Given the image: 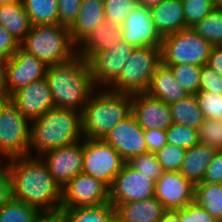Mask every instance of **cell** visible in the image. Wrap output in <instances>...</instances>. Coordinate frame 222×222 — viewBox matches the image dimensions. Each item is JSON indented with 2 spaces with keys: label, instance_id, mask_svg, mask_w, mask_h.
Listing matches in <instances>:
<instances>
[{
  "label": "cell",
  "instance_id": "cell-5",
  "mask_svg": "<svg viewBox=\"0 0 222 222\" xmlns=\"http://www.w3.org/2000/svg\"><path fill=\"white\" fill-rule=\"evenodd\" d=\"M20 47L46 66L67 62L78 55L68 26L61 24L32 25Z\"/></svg>",
  "mask_w": 222,
  "mask_h": 222
},
{
  "label": "cell",
  "instance_id": "cell-38",
  "mask_svg": "<svg viewBox=\"0 0 222 222\" xmlns=\"http://www.w3.org/2000/svg\"><path fill=\"white\" fill-rule=\"evenodd\" d=\"M137 5L138 0H107L104 2L105 18L121 26Z\"/></svg>",
  "mask_w": 222,
  "mask_h": 222
},
{
  "label": "cell",
  "instance_id": "cell-17",
  "mask_svg": "<svg viewBox=\"0 0 222 222\" xmlns=\"http://www.w3.org/2000/svg\"><path fill=\"white\" fill-rule=\"evenodd\" d=\"M10 100L30 121L55 108L46 78L34 81L18 89L11 95Z\"/></svg>",
  "mask_w": 222,
  "mask_h": 222
},
{
  "label": "cell",
  "instance_id": "cell-40",
  "mask_svg": "<svg viewBox=\"0 0 222 222\" xmlns=\"http://www.w3.org/2000/svg\"><path fill=\"white\" fill-rule=\"evenodd\" d=\"M199 143L208 145L217 151L222 150V125L220 121L204 119L198 128Z\"/></svg>",
  "mask_w": 222,
  "mask_h": 222
},
{
  "label": "cell",
  "instance_id": "cell-35",
  "mask_svg": "<svg viewBox=\"0 0 222 222\" xmlns=\"http://www.w3.org/2000/svg\"><path fill=\"white\" fill-rule=\"evenodd\" d=\"M127 163L140 174L149 176V178L155 182L164 173L162 166L157 160L156 154L149 151L132 157Z\"/></svg>",
  "mask_w": 222,
  "mask_h": 222
},
{
  "label": "cell",
  "instance_id": "cell-43",
  "mask_svg": "<svg viewBox=\"0 0 222 222\" xmlns=\"http://www.w3.org/2000/svg\"><path fill=\"white\" fill-rule=\"evenodd\" d=\"M82 0H58L59 24L70 26L77 17Z\"/></svg>",
  "mask_w": 222,
  "mask_h": 222
},
{
  "label": "cell",
  "instance_id": "cell-12",
  "mask_svg": "<svg viewBox=\"0 0 222 222\" xmlns=\"http://www.w3.org/2000/svg\"><path fill=\"white\" fill-rule=\"evenodd\" d=\"M110 202V189L84 173L77 174L62 188L61 208L99 205Z\"/></svg>",
  "mask_w": 222,
  "mask_h": 222
},
{
  "label": "cell",
  "instance_id": "cell-41",
  "mask_svg": "<svg viewBox=\"0 0 222 222\" xmlns=\"http://www.w3.org/2000/svg\"><path fill=\"white\" fill-rule=\"evenodd\" d=\"M208 91L222 95V76L207 65L202 66L199 92Z\"/></svg>",
  "mask_w": 222,
  "mask_h": 222
},
{
  "label": "cell",
  "instance_id": "cell-15",
  "mask_svg": "<svg viewBox=\"0 0 222 222\" xmlns=\"http://www.w3.org/2000/svg\"><path fill=\"white\" fill-rule=\"evenodd\" d=\"M5 64L7 89L10 95L23 86L45 78L48 67L21 47L10 59L5 60Z\"/></svg>",
  "mask_w": 222,
  "mask_h": 222
},
{
  "label": "cell",
  "instance_id": "cell-2",
  "mask_svg": "<svg viewBox=\"0 0 222 222\" xmlns=\"http://www.w3.org/2000/svg\"><path fill=\"white\" fill-rule=\"evenodd\" d=\"M45 78L55 108L72 109L81 113L96 89L88 60L80 55L67 62L48 66Z\"/></svg>",
  "mask_w": 222,
  "mask_h": 222
},
{
  "label": "cell",
  "instance_id": "cell-44",
  "mask_svg": "<svg viewBox=\"0 0 222 222\" xmlns=\"http://www.w3.org/2000/svg\"><path fill=\"white\" fill-rule=\"evenodd\" d=\"M20 48V42L0 25V59H10Z\"/></svg>",
  "mask_w": 222,
  "mask_h": 222
},
{
  "label": "cell",
  "instance_id": "cell-28",
  "mask_svg": "<svg viewBox=\"0 0 222 222\" xmlns=\"http://www.w3.org/2000/svg\"><path fill=\"white\" fill-rule=\"evenodd\" d=\"M169 105L172 120L175 124L198 130L204 121L196 95H188L186 98Z\"/></svg>",
  "mask_w": 222,
  "mask_h": 222
},
{
  "label": "cell",
  "instance_id": "cell-32",
  "mask_svg": "<svg viewBox=\"0 0 222 222\" xmlns=\"http://www.w3.org/2000/svg\"><path fill=\"white\" fill-rule=\"evenodd\" d=\"M41 213L38 208L12 198L0 209V222H34Z\"/></svg>",
  "mask_w": 222,
  "mask_h": 222
},
{
  "label": "cell",
  "instance_id": "cell-8",
  "mask_svg": "<svg viewBox=\"0 0 222 222\" xmlns=\"http://www.w3.org/2000/svg\"><path fill=\"white\" fill-rule=\"evenodd\" d=\"M31 121L11 101L0 102V161L30 155Z\"/></svg>",
  "mask_w": 222,
  "mask_h": 222
},
{
  "label": "cell",
  "instance_id": "cell-30",
  "mask_svg": "<svg viewBox=\"0 0 222 222\" xmlns=\"http://www.w3.org/2000/svg\"><path fill=\"white\" fill-rule=\"evenodd\" d=\"M32 25L59 24L58 0H22Z\"/></svg>",
  "mask_w": 222,
  "mask_h": 222
},
{
  "label": "cell",
  "instance_id": "cell-10",
  "mask_svg": "<svg viewBox=\"0 0 222 222\" xmlns=\"http://www.w3.org/2000/svg\"><path fill=\"white\" fill-rule=\"evenodd\" d=\"M134 49L121 38L109 49L97 52L88 61L96 88H108L120 76Z\"/></svg>",
  "mask_w": 222,
  "mask_h": 222
},
{
  "label": "cell",
  "instance_id": "cell-22",
  "mask_svg": "<svg viewBox=\"0 0 222 222\" xmlns=\"http://www.w3.org/2000/svg\"><path fill=\"white\" fill-rule=\"evenodd\" d=\"M150 13L162 37L185 29L184 8L181 0H163L150 8Z\"/></svg>",
  "mask_w": 222,
  "mask_h": 222
},
{
  "label": "cell",
  "instance_id": "cell-49",
  "mask_svg": "<svg viewBox=\"0 0 222 222\" xmlns=\"http://www.w3.org/2000/svg\"><path fill=\"white\" fill-rule=\"evenodd\" d=\"M7 76L5 60L0 59V102L10 100L11 95L7 89Z\"/></svg>",
  "mask_w": 222,
  "mask_h": 222
},
{
  "label": "cell",
  "instance_id": "cell-1",
  "mask_svg": "<svg viewBox=\"0 0 222 222\" xmlns=\"http://www.w3.org/2000/svg\"><path fill=\"white\" fill-rule=\"evenodd\" d=\"M9 168L13 199L41 212L61 209L62 188L54 180L40 156H21L5 161Z\"/></svg>",
  "mask_w": 222,
  "mask_h": 222
},
{
  "label": "cell",
  "instance_id": "cell-11",
  "mask_svg": "<svg viewBox=\"0 0 222 222\" xmlns=\"http://www.w3.org/2000/svg\"><path fill=\"white\" fill-rule=\"evenodd\" d=\"M153 196L155 181L140 174L125 162L110 188V203L116 208L122 203L142 201Z\"/></svg>",
  "mask_w": 222,
  "mask_h": 222
},
{
  "label": "cell",
  "instance_id": "cell-3",
  "mask_svg": "<svg viewBox=\"0 0 222 222\" xmlns=\"http://www.w3.org/2000/svg\"><path fill=\"white\" fill-rule=\"evenodd\" d=\"M84 139L81 113L72 109L54 108L31 121L30 155L80 142Z\"/></svg>",
  "mask_w": 222,
  "mask_h": 222
},
{
  "label": "cell",
  "instance_id": "cell-48",
  "mask_svg": "<svg viewBox=\"0 0 222 222\" xmlns=\"http://www.w3.org/2000/svg\"><path fill=\"white\" fill-rule=\"evenodd\" d=\"M207 66L222 76V46H213Z\"/></svg>",
  "mask_w": 222,
  "mask_h": 222
},
{
  "label": "cell",
  "instance_id": "cell-54",
  "mask_svg": "<svg viewBox=\"0 0 222 222\" xmlns=\"http://www.w3.org/2000/svg\"><path fill=\"white\" fill-rule=\"evenodd\" d=\"M9 0H0V5H2L3 3L7 2Z\"/></svg>",
  "mask_w": 222,
  "mask_h": 222
},
{
  "label": "cell",
  "instance_id": "cell-31",
  "mask_svg": "<svg viewBox=\"0 0 222 222\" xmlns=\"http://www.w3.org/2000/svg\"><path fill=\"white\" fill-rule=\"evenodd\" d=\"M193 29L212 46H222V8L216 7Z\"/></svg>",
  "mask_w": 222,
  "mask_h": 222
},
{
  "label": "cell",
  "instance_id": "cell-9",
  "mask_svg": "<svg viewBox=\"0 0 222 222\" xmlns=\"http://www.w3.org/2000/svg\"><path fill=\"white\" fill-rule=\"evenodd\" d=\"M125 161L103 139H83L82 173L104 183L109 189Z\"/></svg>",
  "mask_w": 222,
  "mask_h": 222
},
{
  "label": "cell",
  "instance_id": "cell-36",
  "mask_svg": "<svg viewBox=\"0 0 222 222\" xmlns=\"http://www.w3.org/2000/svg\"><path fill=\"white\" fill-rule=\"evenodd\" d=\"M167 143L189 149L199 143L198 130L173 123L166 130Z\"/></svg>",
  "mask_w": 222,
  "mask_h": 222
},
{
  "label": "cell",
  "instance_id": "cell-13",
  "mask_svg": "<svg viewBox=\"0 0 222 222\" xmlns=\"http://www.w3.org/2000/svg\"><path fill=\"white\" fill-rule=\"evenodd\" d=\"M54 180L63 188L73 177L82 173L83 140L59 147L40 156Z\"/></svg>",
  "mask_w": 222,
  "mask_h": 222
},
{
  "label": "cell",
  "instance_id": "cell-16",
  "mask_svg": "<svg viewBox=\"0 0 222 222\" xmlns=\"http://www.w3.org/2000/svg\"><path fill=\"white\" fill-rule=\"evenodd\" d=\"M103 140L112 146L125 162L148 152L144 130L132 113L117 124Z\"/></svg>",
  "mask_w": 222,
  "mask_h": 222
},
{
  "label": "cell",
  "instance_id": "cell-6",
  "mask_svg": "<svg viewBox=\"0 0 222 222\" xmlns=\"http://www.w3.org/2000/svg\"><path fill=\"white\" fill-rule=\"evenodd\" d=\"M161 64L160 47L135 48L120 76L108 89L128 94L147 92L156 68Z\"/></svg>",
  "mask_w": 222,
  "mask_h": 222
},
{
  "label": "cell",
  "instance_id": "cell-29",
  "mask_svg": "<svg viewBox=\"0 0 222 222\" xmlns=\"http://www.w3.org/2000/svg\"><path fill=\"white\" fill-rule=\"evenodd\" d=\"M194 201L214 219L222 222V184H195Z\"/></svg>",
  "mask_w": 222,
  "mask_h": 222
},
{
  "label": "cell",
  "instance_id": "cell-20",
  "mask_svg": "<svg viewBox=\"0 0 222 222\" xmlns=\"http://www.w3.org/2000/svg\"><path fill=\"white\" fill-rule=\"evenodd\" d=\"M105 20L102 0H82L76 19L68 27L73 42L78 46Z\"/></svg>",
  "mask_w": 222,
  "mask_h": 222
},
{
  "label": "cell",
  "instance_id": "cell-24",
  "mask_svg": "<svg viewBox=\"0 0 222 222\" xmlns=\"http://www.w3.org/2000/svg\"><path fill=\"white\" fill-rule=\"evenodd\" d=\"M121 36V26L105 20L78 45V55L89 61L97 52L109 49Z\"/></svg>",
  "mask_w": 222,
  "mask_h": 222
},
{
  "label": "cell",
  "instance_id": "cell-52",
  "mask_svg": "<svg viewBox=\"0 0 222 222\" xmlns=\"http://www.w3.org/2000/svg\"><path fill=\"white\" fill-rule=\"evenodd\" d=\"M162 1L163 0H138V5L146 8H152L161 3Z\"/></svg>",
  "mask_w": 222,
  "mask_h": 222
},
{
  "label": "cell",
  "instance_id": "cell-42",
  "mask_svg": "<svg viewBox=\"0 0 222 222\" xmlns=\"http://www.w3.org/2000/svg\"><path fill=\"white\" fill-rule=\"evenodd\" d=\"M181 222H219L195 201L179 209Z\"/></svg>",
  "mask_w": 222,
  "mask_h": 222
},
{
  "label": "cell",
  "instance_id": "cell-26",
  "mask_svg": "<svg viewBox=\"0 0 222 222\" xmlns=\"http://www.w3.org/2000/svg\"><path fill=\"white\" fill-rule=\"evenodd\" d=\"M216 151L201 143L187 149L179 173L194 185L200 183Z\"/></svg>",
  "mask_w": 222,
  "mask_h": 222
},
{
  "label": "cell",
  "instance_id": "cell-4",
  "mask_svg": "<svg viewBox=\"0 0 222 222\" xmlns=\"http://www.w3.org/2000/svg\"><path fill=\"white\" fill-rule=\"evenodd\" d=\"M132 99V94L96 88L81 112L84 138L104 139L132 113Z\"/></svg>",
  "mask_w": 222,
  "mask_h": 222
},
{
  "label": "cell",
  "instance_id": "cell-51",
  "mask_svg": "<svg viewBox=\"0 0 222 222\" xmlns=\"http://www.w3.org/2000/svg\"><path fill=\"white\" fill-rule=\"evenodd\" d=\"M159 222H181L179 218V209L165 210Z\"/></svg>",
  "mask_w": 222,
  "mask_h": 222
},
{
  "label": "cell",
  "instance_id": "cell-33",
  "mask_svg": "<svg viewBox=\"0 0 222 222\" xmlns=\"http://www.w3.org/2000/svg\"><path fill=\"white\" fill-rule=\"evenodd\" d=\"M175 79L189 95H196L200 87V74L202 66L194 64H178L168 66Z\"/></svg>",
  "mask_w": 222,
  "mask_h": 222
},
{
  "label": "cell",
  "instance_id": "cell-19",
  "mask_svg": "<svg viewBox=\"0 0 222 222\" xmlns=\"http://www.w3.org/2000/svg\"><path fill=\"white\" fill-rule=\"evenodd\" d=\"M132 114L143 130L166 131L173 124L170 105L146 92L133 94Z\"/></svg>",
  "mask_w": 222,
  "mask_h": 222
},
{
  "label": "cell",
  "instance_id": "cell-47",
  "mask_svg": "<svg viewBox=\"0 0 222 222\" xmlns=\"http://www.w3.org/2000/svg\"><path fill=\"white\" fill-rule=\"evenodd\" d=\"M144 138L147 144V150L152 153H156L167 144L166 131L164 130H144Z\"/></svg>",
  "mask_w": 222,
  "mask_h": 222
},
{
  "label": "cell",
  "instance_id": "cell-27",
  "mask_svg": "<svg viewBox=\"0 0 222 222\" xmlns=\"http://www.w3.org/2000/svg\"><path fill=\"white\" fill-rule=\"evenodd\" d=\"M63 222H116V210L110 203L61 208Z\"/></svg>",
  "mask_w": 222,
  "mask_h": 222
},
{
  "label": "cell",
  "instance_id": "cell-34",
  "mask_svg": "<svg viewBox=\"0 0 222 222\" xmlns=\"http://www.w3.org/2000/svg\"><path fill=\"white\" fill-rule=\"evenodd\" d=\"M184 8L185 28L196 24L216 8L214 0H181Z\"/></svg>",
  "mask_w": 222,
  "mask_h": 222
},
{
  "label": "cell",
  "instance_id": "cell-23",
  "mask_svg": "<svg viewBox=\"0 0 222 222\" xmlns=\"http://www.w3.org/2000/svg\"><path fill=\"white\" fill-rule=\"evenodd\" d=\"M146 93L168 104L177 102L189 95L175 79L171 69L162 63L156 68Z\"/></svg>",
  "mask_w": 222,
  "mask_h": 222
},
{
  "label": "cell",
  "instance_id": "cell-50",
  "mask_svg": "<svg viewBox=\"0 0 222 222\" xmlns=\"http://www.w3.org/2000/svg\"><path fill=\"white\" fill-rule=\"evenodd\" d=\"M34 222H63L59 211L42 212Z\"/></svg>",
  "mask_w": 222,
  "mask_h": 222
},
{
  "label": "cell",
  "instance_id": "cell-45",
  "mask_svg": "<svg viewBox=\"0 0 222 222\" xmlns=\"http://www.w3.org/2000/svg\"><path fill=\"white\" fill-rule=\"evenodd\" d=\"M200 183L222 184V150L216 151Z\"/></svg>",
  "mask_w": 222,
  "mask_h": 222
},
{
  "label": "cell",
  "instance_id": "cell-37",
  "mask_svg": "<svg viewBox=\"0 0 222 222\" xmlns=\"http://www.w3.org/2000/svg\"><path fill=\"white\" fill-rule=\"evenodd\" d=\"M186 150V148L167 143L155 154L164 172H179Z\"/></svg>",
  "mask_w": 222,
  "mask_h": 222
},
{
  "label": "cell",
  "instance_id": "cell-53",
  "mask_svg": "<svg viewBox=\"0 0 222 222\" xmlns=\"http://www.w3.org/2000/svg\"><path fill=\"white\" fill-rule=\"evenodd\" d=\"M215 6L222 8V0H214Z\"/></svg>",
  "mask_w": 222,
  "mask_h": 222
},
{
  "label": "cell",
  "instance_id": "cell-46",
  "mask_svg": "<svg viewBox=\"0 0 222 222\" xmlns=\"http://www.w3.org/2000/svg\"><path fill=\"white\" fill-rule=\"evenodd\" d=\"M12 198L9 168L5 162H0V209Z\"/></svg>",
  "mask_w": 222,
  "mask_h": 222
},
{
  "label": "cell",
  "instance_id": "cell-25",
  "mask_svg": "<svg viewBox=\"0 0 222 222\" xmlns=\"http://www.w3.org/2000/svg\"><path fill=\"white\" fill-rule=\"evenodd\" d=\"M0 25L20 43L30 32L32 23L22 0H9L0 5Z\"/></svg>",
  "mask_w": 222,
  "mask_h": 222
},
{
  "label": "cell",
  "instance_id": "cell-18",
  "mask_svg": "<svg viewBox=\"0 0 222 222\" xmlns=\"http://www.w3.org/2000/svg\"><path fill=\"white\" fill-rule=\"evenodd\" d=\"M195 185L179 172H164L155 182V197L166 210H176L194 202Z\"/></svg>",
  "mask_w": 222,
  "mask_h": 222
},
{
  "label": "cell",
  "instance_id": "cell-14",
  "mask_svg": "<svg viewBox=\"0 0 222 222\" xmlns=\"http://www.w3.org/2000/svg\"><path fill=\"white\" fill-rule=\"evenodd\" d=\"M121 32L122 40L134 48L160 47L163 39L154 25L150 8L140 5L126 17Z\"/></svg>",
  "mask_w": 222,
  "mask_h": 222
},
{
  "label": "cell",
  "instance_id": "cell-7",
  "mask_svg": "<svg viewBox=\"0 0 222 222\" xmlns=\"http://www.w3.org/2000/svg\"><path fill=\"white\" fill-rule=\"evenodd\" d=\"M161 63L166 66L178 64L207 65L213 46L193 28H185L163 36Z\"/></svg>",
  "mask_w": 222,
  "mask_h": 222
},
{
  "label": "cell",
  "instance_id": "cell-21",
  "mask_svg": "<svg viewBox=\"0 0 222 222\" xmlns=\"http://www.w3.org/2000/svg\"><path fill=\"white\" fill-rule=\"evenodd\" d=\"M115 210L116 222H159L166 209L153 196L142 201L119 204Z\"/></svg>",
  "mask_w": 222,
  "mask_h": 222
},
{
  "label": "cell",
  "instance_id": "cell-39",
  "mask_svg": "<svg viewBox=\"0 0 222 222\" xmlns=\"http://www.w3.org/2000/svg\"><path fill=\"white\" fill-rule=\"evenodd\" d=\"M198 106L202 111L204 119L222 120V95L208 91L196 94Z\"/></svg>",
  "mask_w": 222,
  "mask_h": 222
}]
</instances>
